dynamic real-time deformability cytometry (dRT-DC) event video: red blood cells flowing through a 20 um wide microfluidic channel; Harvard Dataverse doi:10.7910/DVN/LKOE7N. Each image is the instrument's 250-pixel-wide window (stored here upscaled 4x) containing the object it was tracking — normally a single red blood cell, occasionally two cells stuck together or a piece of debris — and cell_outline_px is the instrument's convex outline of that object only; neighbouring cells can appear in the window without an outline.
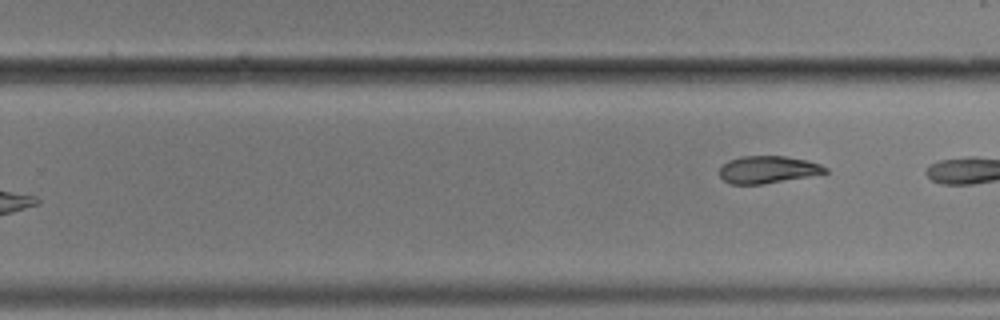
{"species": "common noctule bat (a hibernating species)", "species_latin": "Nyctalus noctula", "temperature_condition": "cold", "stored_images_in_passage": 11, "camera_frame_rate_fps": 3000, "um_per_image_px": 0.085, "animal": {"sex": "male", "body_mass_g": 17.9}, "frame": {"image": 1, "passage_image": 11, "time_ms": 12.667, "image_size_px": [1000, 320], "cell_outline_px": [[828, 172], [808, 176], [760, 184], [728, 184], [720, 176], [720, 168], [728, 160], [740, 156], [784, 156], [808, 160], [820, 164], [828, 168]], "centroid_in_image_um": [65.25, 14.4], "position_along_channel_um": 264.6, "area_um2": 16.7}}